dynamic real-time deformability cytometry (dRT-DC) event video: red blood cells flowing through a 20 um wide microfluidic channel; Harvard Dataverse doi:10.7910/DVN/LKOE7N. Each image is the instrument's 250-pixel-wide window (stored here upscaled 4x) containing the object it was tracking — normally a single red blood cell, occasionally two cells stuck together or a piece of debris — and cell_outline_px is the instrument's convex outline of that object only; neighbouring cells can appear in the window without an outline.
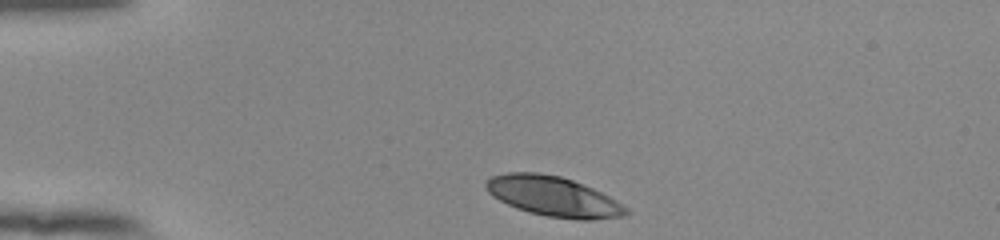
{"species": "human", "species_latin": "Homo sapiens", "temperature_condition": "room temperature", "stored_images_in_passage": 35, "camera_frame_rate_fps": 3000, "um_per_image_px": 0.085, "donor": {"sex": "female"}, "frame": {"image": 1, "passage_image": 1, "time_ms": 0.0, "image_size_px": [1000, 240], "cell_outline_px": [[628, 212], [624, 216], [592, 220], [580, 220], [548, 216], [528, 212], [516, 208], [492, 196], [484, 188], [484, 184], [492, 176], [508, 172], [536, 172], [560, 176], [572, 180], [592, 188], [616, 200], [628, 208]], "centroid_in_image_um": [47.01, 16.7], "position_along_channel_um": 38.0, "area_um2": 32.48}}
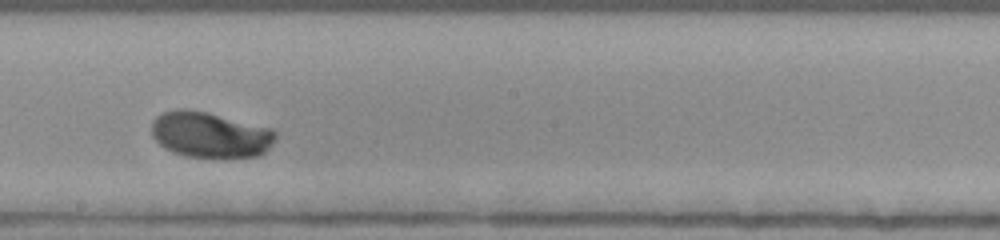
{"frame": {"image": 2, "passage_image": 20, "time_ms": 6.333, "image_size_px": [1000, 240], "cell_outline_px": [[276, 136], [272, 144], [260, 156], [216, 160], [184, 156], [172, 152], [164, 148], [152, 136], [152, 120], [156, 116], [164, 112], [180, 108], [188, 108], [208, 112], [272, 128], [276, 132]], "centroid_in_image_um": [17.87, 11.49], "position_along_channel_um": 230.3, "area_um2": 34.04}}
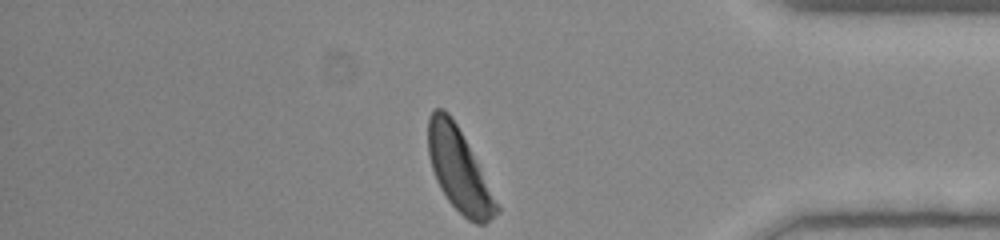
{"frame": {"image": 3, "passage_image": 35, "time_ms": 11.333, "image_size_px": [1000, 240], "cell_outline_px": [[500, 212], [484, 224], [476, 224], [468, 220], [448, 200], [440, 188], [436, 180], [428, 156], [428, 116], [436, 108], [444, 108], [448, 112], [456, 124], [500, 208]], "centroid_in_image_um": [38.97, 14.45], "position_along_channel_um": 396.2, "area_um2": 32.08}, "authors_computed_cell_mechanics": {"area_um2": 32.7726, "velocity_mm_per_s": 3.7781, "shape_relaxation_time_tau1_ms": 2.9544, "shape_relaxation_time_tau2_ms": null, "deformation_change_tau1": 0.1696, "deformation_change_tau2": null}}